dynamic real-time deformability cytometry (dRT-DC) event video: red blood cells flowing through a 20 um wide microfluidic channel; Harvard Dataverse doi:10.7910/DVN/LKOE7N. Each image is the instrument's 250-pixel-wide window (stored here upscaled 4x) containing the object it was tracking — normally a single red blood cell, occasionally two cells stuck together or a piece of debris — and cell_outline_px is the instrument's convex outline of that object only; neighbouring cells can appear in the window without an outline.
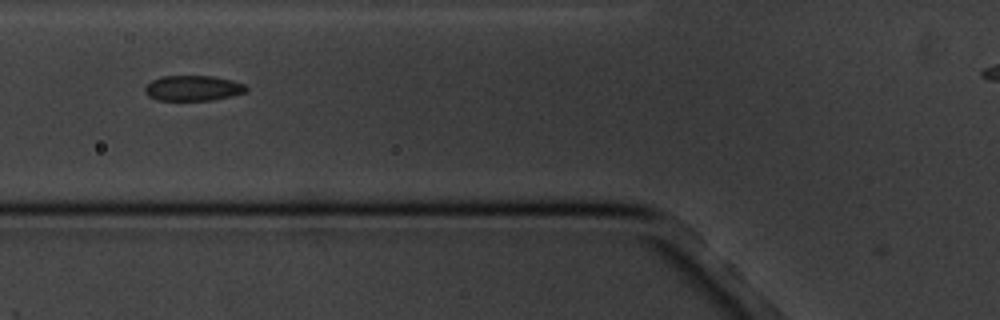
{"species": "common noctule bat (a hibernating species)", "species_latin": "Nyctalus noctula", "temperature_condition": "cold", "stored_images_in_passage": 7, "camera_frame_rate_fps": 3000, "um_per_image_px": 0.085, "animal": {"sex": "male", "body_mass_g": 20.1, "forearm_length_mm": 53.5}, "frame": {"image": 1, "passage_image": 2, "time_ms": 1.333, "image_size_px": [1000, 320], "cell_outline_px": [[248, 88], [244, 92], [232, 96], [212, 100], [156, 100], [148, 96], [144, 92], [144, 88], [152, 80], [164, 76], [212, 76], [232, 80], [244, 84]], "centroid_in_image_um": [16.39, 7.49], "position_along_channel_um": 109.4, "area_um2": 14.91}}
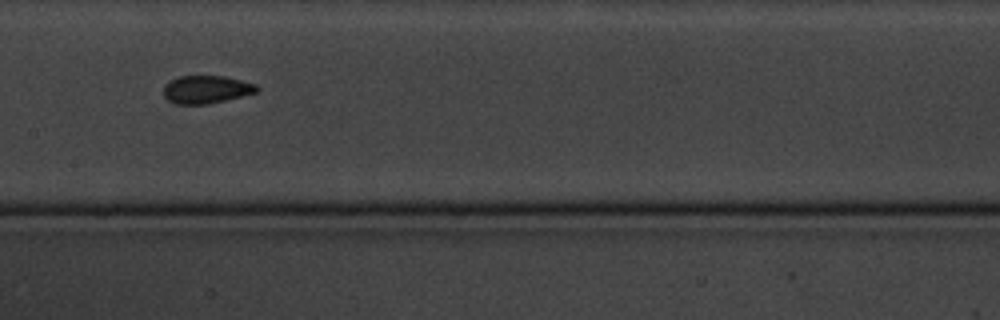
{"frame": {"image": 2, "passage_image": 4, "time_ms": 3.667, "image_size_px": [1000, 320], "cell_outline_px": [[260, 88], [256, 92], [208, 104], [176, 104], [168, 100], [164, 96], [164, 84], [168, 80], [180, 76], [224, 76], [256, 84]], "centroid_in_image_um": [17.49, 7.59], "position_along_channel_um": 189.9, "area_um2": 15.09}}
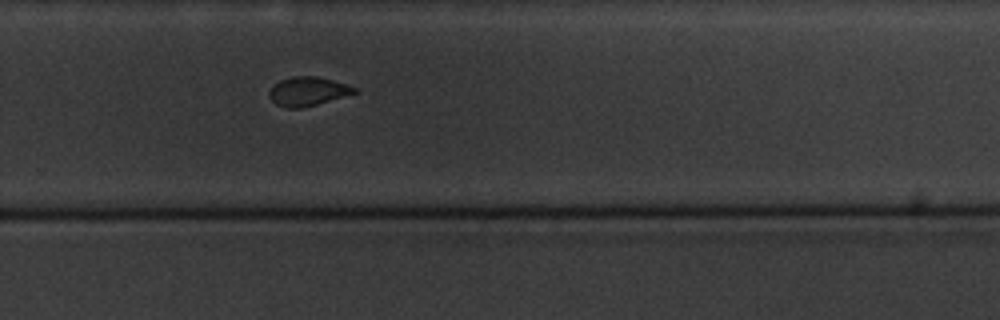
{"frame": {"image": 3, "passage_image": 7, "time_ms": 7.0, "image_size_px": [1000, 320], "cell_outline_px": [[360, 92], [316, 104], [300, 108], [284, 108], [276, 104], [268, 96], [268, 92], [272, 84], [280, 80], [292, 76], [316, 76], [332, 80], [356, 88]], "centroid_in_image_um": [26.12, 7.76], "position_along_channel_um": 303.7, "area_um2": 14.39}}